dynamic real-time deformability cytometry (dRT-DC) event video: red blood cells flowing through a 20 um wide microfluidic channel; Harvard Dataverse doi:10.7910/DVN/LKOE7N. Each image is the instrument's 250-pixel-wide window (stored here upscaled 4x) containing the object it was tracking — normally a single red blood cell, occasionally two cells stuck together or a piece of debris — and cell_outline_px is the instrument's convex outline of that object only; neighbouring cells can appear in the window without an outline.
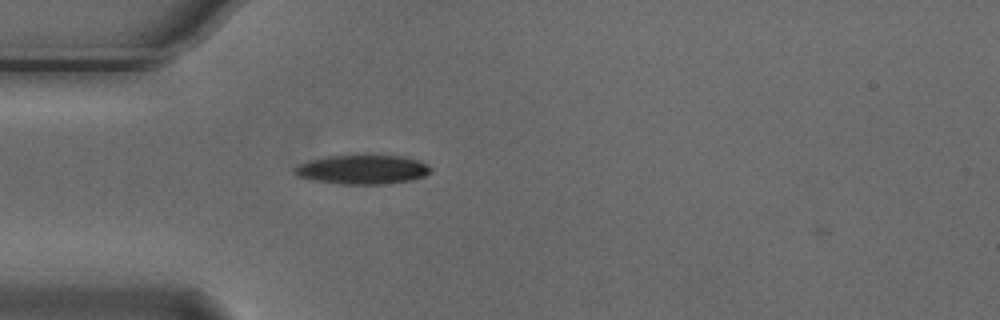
{"species": "Egyptian fruit bat (a non-hibernating species)", "species_latin": "Rousettus aegyptiacus", "temperature_condition": "cold", "stored_images_in_passage": 1, "camera_frame_rate_fps": 3000, "um_per_image_px": 0.085, "animal": {"sex": "male"}, "frame": {"image": 1, "passage_image": 1, "time_ms": 0.0, "image_size_px": [1000, 320], "cell_outline_px": [[432, 172], [424, 176], [412, 180], [384, 184], [340, 184], [312, 180], [296, 176], [292, 172], [292, 168], [300, 164], [312, 160], [328, 156], [404, 156], [428, 164], [432, 168]], "centroid_in_image_um": [30.81, 14.42], "position_along_channel_um": 54.2, "area_um2": 23.12}}